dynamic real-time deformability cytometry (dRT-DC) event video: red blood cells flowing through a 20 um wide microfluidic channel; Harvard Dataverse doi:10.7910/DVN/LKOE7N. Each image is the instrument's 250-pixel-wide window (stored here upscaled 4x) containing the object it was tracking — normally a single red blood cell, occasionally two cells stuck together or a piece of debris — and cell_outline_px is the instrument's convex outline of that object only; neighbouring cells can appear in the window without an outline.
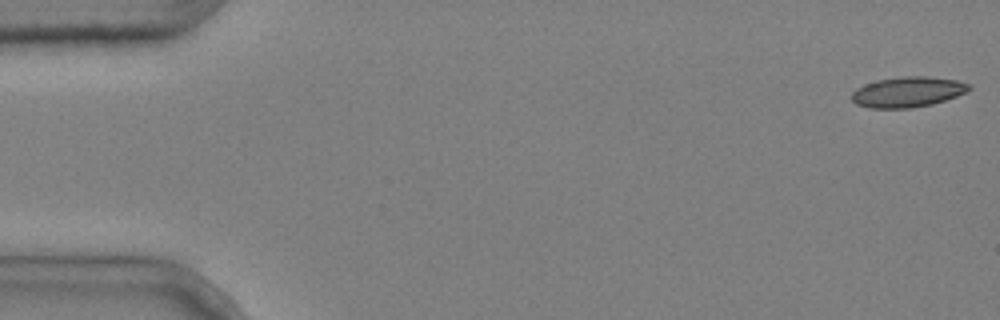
{"species": "common noctule bat (a hibernating species)", "species_latin": "Nyctalus noctula", "temperature_condition": "cold", "stored_images_in_passage": 7, "camera_frame_rate_fps": 3000, "um_per_image_px": 0.085, "animal": {"sex": "male", "body_mass_g": 20.4}, "frame": {"image": 1, "passage_image": 1, "time_ms": 0.0, "image_size_px": [1000, 320], "cell_outline_px": [[972, 88], [968, 92], [932, 104], [912, 108], [868, 108], [856, 104], [852, 100], [852, 92], [856, 88], [864, 84], [876, 80], [904, 76], [924, 76], [956, 80], [972, 84]], "centroid_in_image_um": [77.16, 7.81], "position_along_channel_um": 7.8, "area_um2": 20.92}}
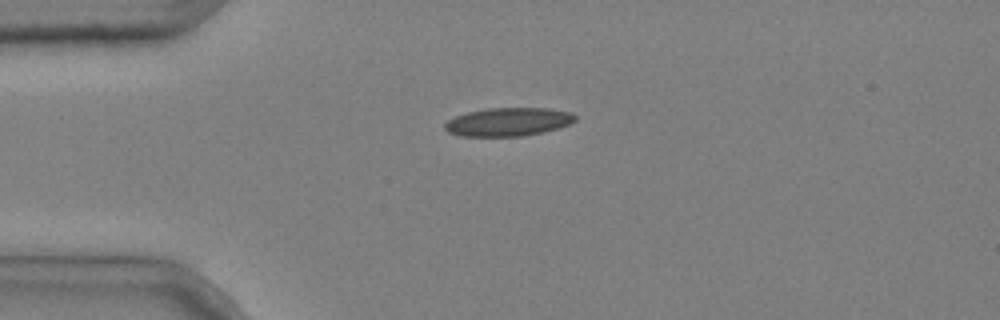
{"frame": {"image": 2, "passage_image": 4, "time_ms": 1.0, "image_size_px": [1000, 320], "cell_outline_px": [[576, 120], [568, 124], [556, 128], [540, 132], [520, 136], [460, 136], [448, 132], [444, 128], [444, 124], [448, 120], [456, 116], [468, 112], [488, 108], [548, 108], [572, 112], [576, 116]], "centroid_in_image_um": [43.18, 10.35], "position_along_channel_um": 41.8, "area_um2": 21.39}}